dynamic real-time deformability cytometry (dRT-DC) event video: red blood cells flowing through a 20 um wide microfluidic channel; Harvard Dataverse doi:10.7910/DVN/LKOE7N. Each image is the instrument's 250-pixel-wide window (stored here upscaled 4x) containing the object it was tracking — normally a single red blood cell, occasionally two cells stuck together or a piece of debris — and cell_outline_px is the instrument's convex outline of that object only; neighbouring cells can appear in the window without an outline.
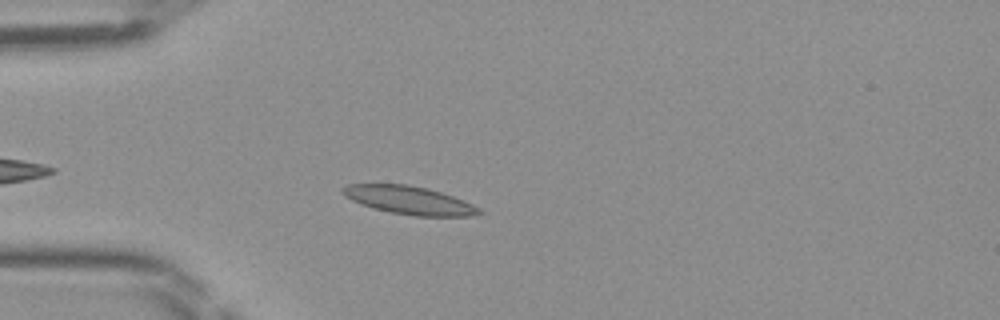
{"species": "Egyptian fruit bat (a non-hibernating species)", "species_latin": "Rousettus aegyptiacus", "temperature_condition": "room temperature", "stored_images_in_passage": 29, "camera_frame_rate_fps": 3000, "um_per_image_px": 0.085, "frame": {"image": 1, "passage_image": 5, "time_ms": 1.333, "image_size_px": [1000, 320], "cell_outline_px": [[484, 212], [472, 216], [416, 216], [392, 212], [376, 208], [352, 200], [344, 196], [340, 192], [340, 188], [348, 184], [408, 184], [428, 188], [452, 196], [472, 204], [480, 208]], "centroid_in_image_um": [34.78, 17.01], "position_along_channel_um": 50.2, "area_um2": 22.2}}
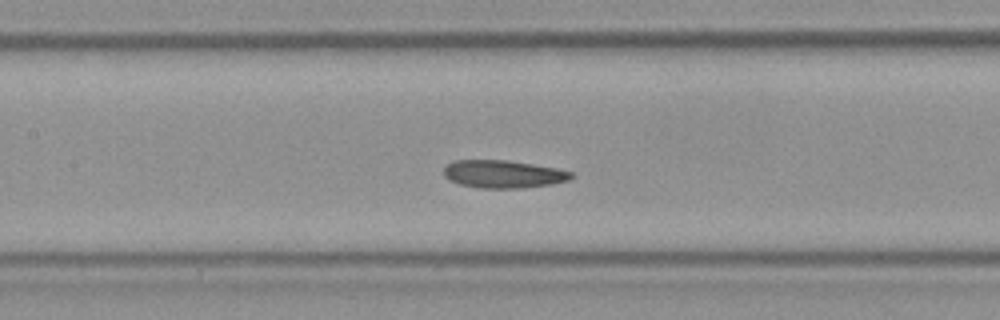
{"frame": {"image": 2, "passage_image": 14, "time_ms": 4.333, "image_size_px": [1000, 320], "cell_outline_px": [[576, 176], [568, 180], [552, 184], [524, 188], [480, 188], [460, 184], [448, 180], [444, 176], [444, 168], [452, 160], [504, 160], [532, 164], [556, 168], [572, 172]], "centroid_in_image_um": [42.77, 14.8], "position_along_channel_um": 164.6, "area_um2": 20.69}}
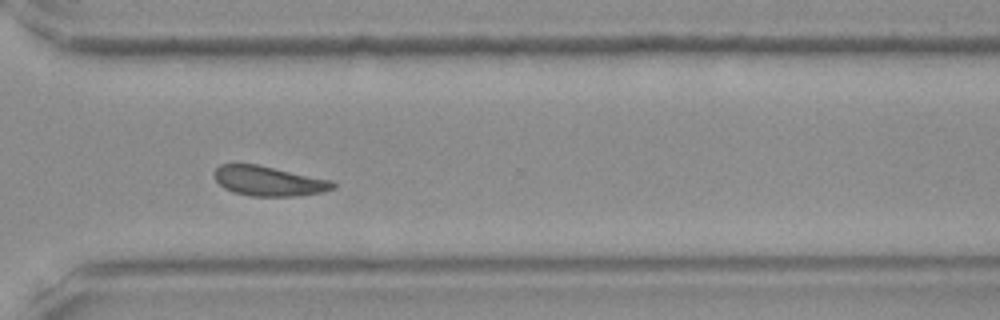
{"frame": {"image": 3, "passage_image": 27, "time_ms": 8.667, "image_size_px": [1000, 320], "cell_outline_px": [[336, 188], [324, 192], [296, 196], [252, 196], [232, 192], [224, 188], [216, 180], [212, 172], [220, 164], [256, 164], [332, 180], [336, 184]], "centroid_in_image_um": [22.85, 15.39], "position_along_channel_um": 347.8, "area_um2": 20.69}}